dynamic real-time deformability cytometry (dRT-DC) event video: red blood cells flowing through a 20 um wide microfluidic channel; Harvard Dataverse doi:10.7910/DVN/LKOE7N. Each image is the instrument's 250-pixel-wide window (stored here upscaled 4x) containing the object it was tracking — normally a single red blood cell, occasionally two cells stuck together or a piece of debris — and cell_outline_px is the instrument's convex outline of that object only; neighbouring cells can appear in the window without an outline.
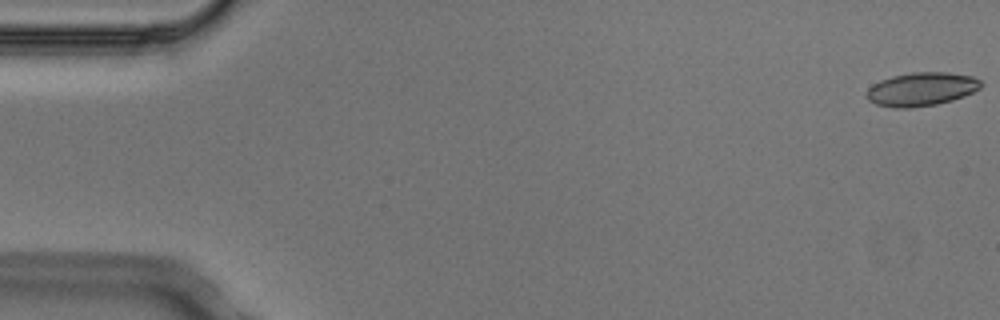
{"species": "Egyptian fruit bat (a non-hibernating species)", "species_latin": "Rousettus aegyptiacus", "temperature_condition": "cold", "stored_images_in_passage": 5, "camera_frame_rate_fps": 3000, "um_per_image_px": 0.085, "animal": {"sex": "male"}, "frame": {"image": 1, "passage_image": 1, "time_ms": 0.0, "image_size_px": [1000, 320], "cell_outline_px": [[984, 84], [980, 88], [964, 96], [952, 100], [936, 104], [908, 108], [896, 108], [876, 104], [868, 100], [864, 96], [868, 88], [872, 84], [880, 80], [892, 76], [912, 72], [948, 72], [972, 76], [980, 80]], "centroid_in_image_um": [78.3, 7.57], "position_along_channel_um": 6.7, "area_um2": 22.48}}